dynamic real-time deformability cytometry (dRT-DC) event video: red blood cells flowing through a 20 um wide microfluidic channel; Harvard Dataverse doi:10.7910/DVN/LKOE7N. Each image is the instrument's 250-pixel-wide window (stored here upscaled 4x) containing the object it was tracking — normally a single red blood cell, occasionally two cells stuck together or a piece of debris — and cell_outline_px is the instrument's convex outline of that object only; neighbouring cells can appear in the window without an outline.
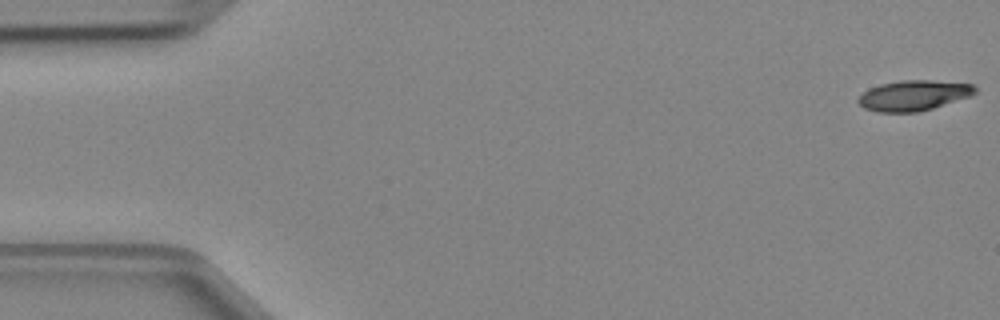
{"species": "Egyptian fruit bat (a non-hibernating species)", "species_latin": "Rousettus aegyptiacus", "temperature_condition": "cold", "stored_images_in_passage": 5, "camera_frame_rate_fps": 3000, "um_per_image_px": 0.085, "animal": {"sex": "female"}, "frame": {"image": 1, "passage_image": 1, "time_ms": 0.0, "image_size_px": [1000, 320], "cell_outline_px": [[976, 92], [972, 96], [932, 108], [916, 112], [876, 112], [864, 108], [856, 100], [868, 88], [880, 84], [900, 80], [928, 80], [972, 84], [976, 88]], "centroid_in_image_um": [77.64, 8.11], "position_along_channel_um": 7.4, "area_um2": 20.63}}
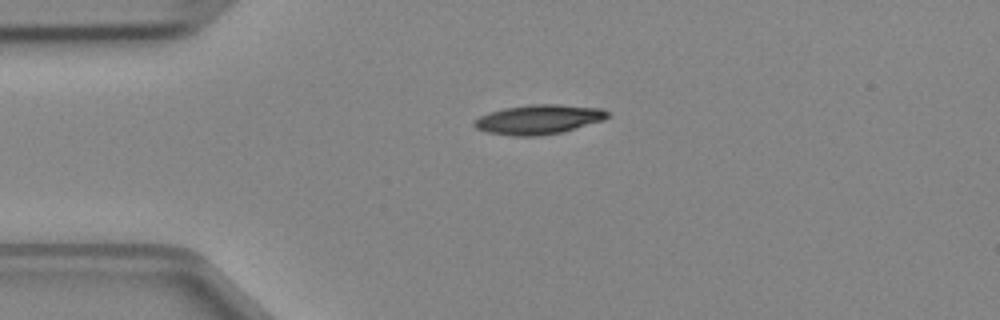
{"frame": {"image": 2, "passage_image": 3, "time_ms": 0.667, "image_size_px": [1000, 320], "cell_outline_px": [[608, 116], [604, 120], [564, 132], [540, 136], [512, 136], [488, 132], [476, 128], [472, 124], [472, 120], [480, 116], [504, 108], [528, 104], [560, 104], [604, 108], [608, 112]], "centroid_in_image_um": [45.81, 10.15], "position_along_channel_um": 39.2, "area_um2": 23.18}}
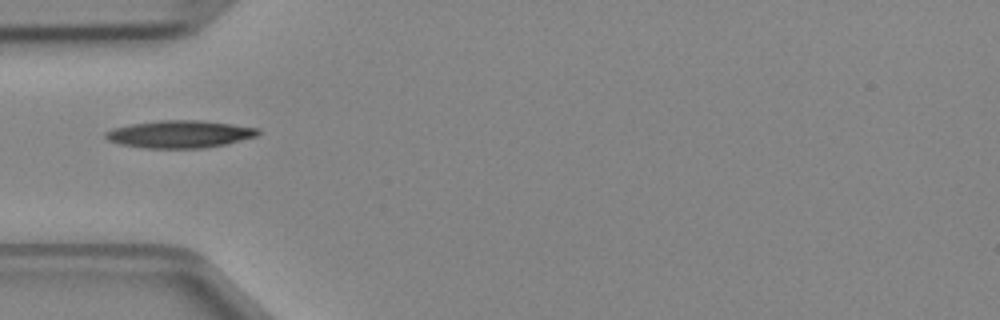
{"frame": {"image": 3, "passage_image": 4, "time_ms": 1.0, "image_size_px": [1000, 320], "cell_outline_px": [[260, 132], [256, 136], [224, 144], [204, 148], [144, 148], [120, 144], [108, 140], [104, 136], [104, 132], [112, 128], [132, 124], [160, 120], [200, 120], [232, 124], [260, 128]], "centroid_in_image_um": [15.25, 11.4], "position_along_channel_um": 69.7, "area_um2": 24.33}}